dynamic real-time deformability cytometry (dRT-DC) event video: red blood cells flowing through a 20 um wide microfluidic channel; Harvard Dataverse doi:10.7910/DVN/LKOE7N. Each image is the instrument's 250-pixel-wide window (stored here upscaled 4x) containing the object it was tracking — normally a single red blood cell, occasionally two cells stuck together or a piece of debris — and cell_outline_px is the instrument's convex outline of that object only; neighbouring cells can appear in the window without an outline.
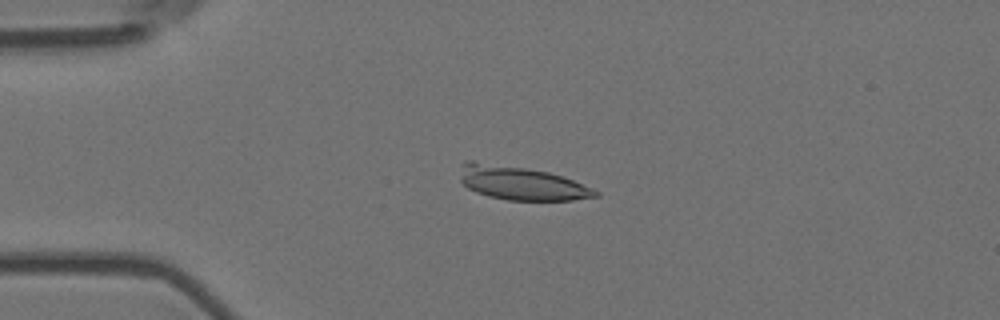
{"species": "Egyptian fruit bat (a non-hibernating species)", "species_latin": "Rousettus aegyptiacus", "temperature_condition": "room temperature", "stored_images_in_passage": 5, "camera_frame_rate_fps": 3000, "um_per_image_px": 0.085, "animal": {"sex": "female"}, "frame": {"image": 1, "passage_image": 4, "time_ms": 1.0, "image_size_px": [1000, 320], "cell_outline_px": [[600, 196], [572, 200], [508, 200], [488, 196], [476, 192], [468, 188], [460, 180], [460, 164], [468, 160], [476, 160], [548, 172], [564, 176], [592, 188], [600, 192]], "centroid_in_image_um": [44.27, 15.55], "position_along_channel_um": 40.7, "area_um2": 26.7}}